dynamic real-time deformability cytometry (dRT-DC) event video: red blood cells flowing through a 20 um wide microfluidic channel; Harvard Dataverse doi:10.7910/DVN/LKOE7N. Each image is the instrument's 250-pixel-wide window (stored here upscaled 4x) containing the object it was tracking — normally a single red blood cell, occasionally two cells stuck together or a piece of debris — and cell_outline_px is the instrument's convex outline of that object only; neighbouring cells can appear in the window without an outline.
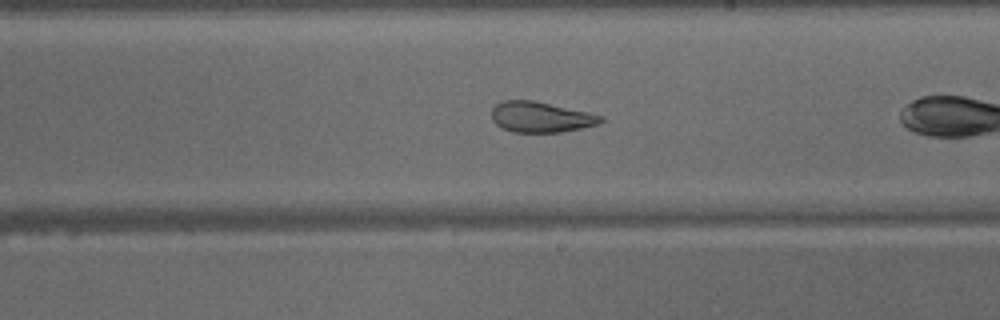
{"species": "common noctule bat (a hibernating species)", "species_latin": "Nyctalus noctula", "temperature_condition": "warm", "stored_images_in_passage": 23, "camera_frame_rate_fps": 3000, "um_per_image_px": 0.085, "animal": {"sex": "male", "body_mass_g": 15.6}, "frame": {"image": 1, "passage_image": 14, "time_ms": 4.333, "image_size_px": [1000, 320], "cell_outline_px": [[604, 120], [600, 124], [560, 132], [512, 132], [496, 124], [492, 120], [492, 108], [496, 104], [504, 100], [532, 100], [588, 112], [604, 116]], "centroid_in_image_um": [45.97, 9.95], "position_along_channel_um": 243.0, "area_um2": 19.36}}